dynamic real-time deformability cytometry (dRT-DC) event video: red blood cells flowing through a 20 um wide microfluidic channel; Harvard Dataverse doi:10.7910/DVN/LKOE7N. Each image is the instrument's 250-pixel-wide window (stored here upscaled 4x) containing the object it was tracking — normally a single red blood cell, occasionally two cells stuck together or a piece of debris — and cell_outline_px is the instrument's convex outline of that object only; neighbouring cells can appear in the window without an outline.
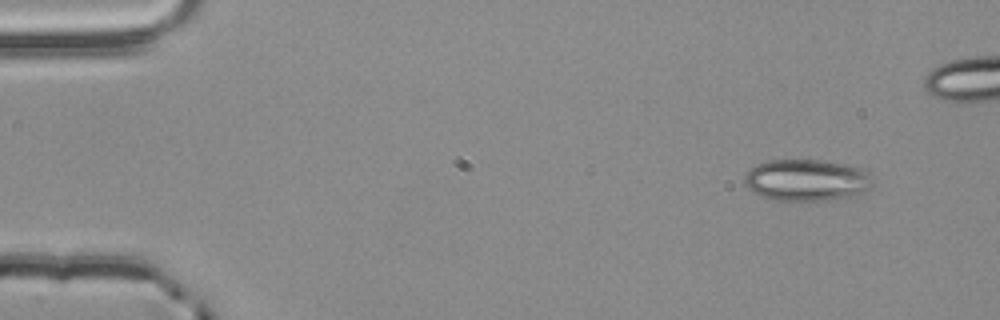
{"species": "common noctule bat (a hibernating species)", "species_latin": "Nyctalus noctula", "temperature_condition": "room temperature", "stored_images_in_passage": 4, "camera_frame_rate_fps": 3000, "um_per_image_px": 0.085, "animal": {"sex": "male", "body_mass_g": 20.4}, "frame": {"image": 1, "passage_image": 1, "time_ms": 0.0, "image_size_px": [1000, 320], "cell_outline_px": [[872, 184], [868, 188], [860, 192], [848, 196], [828, 200], [772, 200], [760, 196], [748, 188], [744, 184], [744, 176], [748, 168], [756, 164], [768, 160], [824, 160], [848, 164], [864, 168], [868, 172]], "centroid_in_image_um": [68.5, 15.29], "position_along_channel_um": 16.5, "area_um2": 31.21}}